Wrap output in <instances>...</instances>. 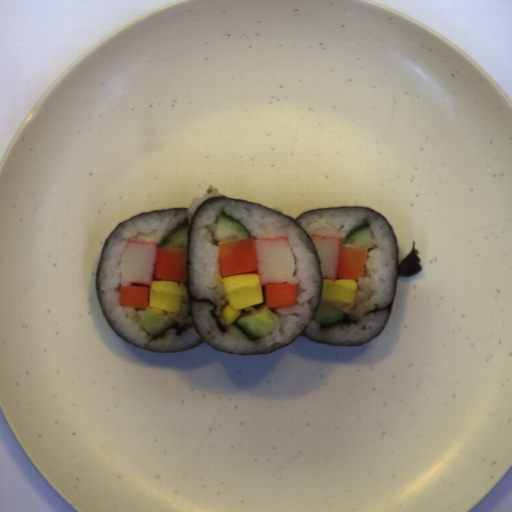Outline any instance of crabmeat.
Here are the masks:
<instances>
[{"label":"crabmeat","instance_id":"f7934b28","mask_svg":"<svg viewBox=\"0 0 512 512\" xmlns=\"http://www.w3.org/2000/svg\"><path fill=\"white\" fill-rule=\"evenodd\" d=\"M253 243L261 285L282 284L293 279L295 260L286 236L253 238Z\"/></svg>","mask_w":512,"mask_h":512},{"label":"crabmeat","instance_id":"ab03a17e","mask_svg":"<svg viewBox=\"0 0 512 512\" xmlns=\"http://www.w3.org/2000/svg\"><path fill=\"white\" fill-rule=\"evenodd\" d=\"M157 253V243L129 240L119 263L121 278L133 285L151 287Z\"/></svg>","mask_w":512,"mask_h":512},{"label":"crabmeat","instance_id":"da637512","mask_svg":"<svg viewBox=\"0 0 512 512\" xmlns=\"http://www.w3.org/2000/svg\"><path fill=\"white\" fill-rule=\"evenodd\" d=\"M317 251L323 279L338 280L343 239L331 236H311Z\"/></svg>","mask_w":512,"mask_h":512}]
</instances>
